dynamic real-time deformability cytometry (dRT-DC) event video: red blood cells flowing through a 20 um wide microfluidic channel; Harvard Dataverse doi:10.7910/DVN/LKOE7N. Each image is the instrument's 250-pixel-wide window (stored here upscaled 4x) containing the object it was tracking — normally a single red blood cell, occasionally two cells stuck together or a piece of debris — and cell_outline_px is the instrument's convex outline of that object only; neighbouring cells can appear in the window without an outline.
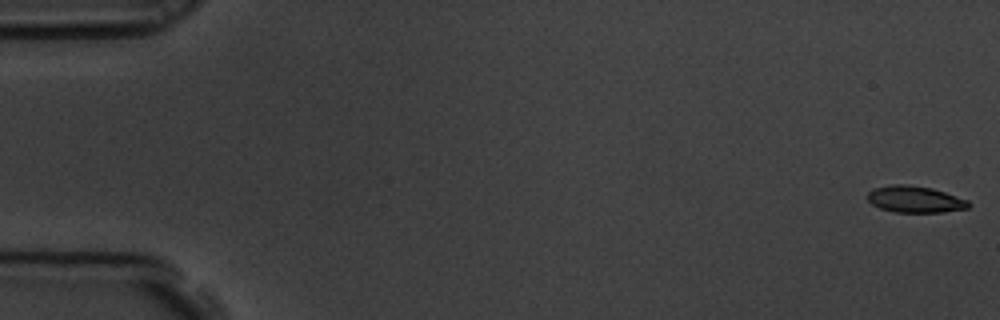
{"species": "common noctule bat (a hibernating species)", "species_latin": "Nyctalus noctula", "temperature_condition": "room temperature", "stored_images_in_passage": 6, "camera_frame_rate_fps": 3000, "um_per_image_px": 0.085, "animal": {"sex": "male", "body_mass_g": 19.5, "forearm_length_mm": 54.6}, "frame": {"image": 1, "passage_image": 1, "time_ms": 0.0, "image_size_px": [1000, 320], "cell_outline_px": [[972, 204], [968, 208], [944, 212], [896, 212], [880, 208], [872, 204], [864, 196], [872, 188], [892, 184], [908, 184], [932, 188], [968, 200]], "centroid_in_image_um": [77.74, 16.93], "position_along_channel_um": 7.3, "area_um2": 15.84}}
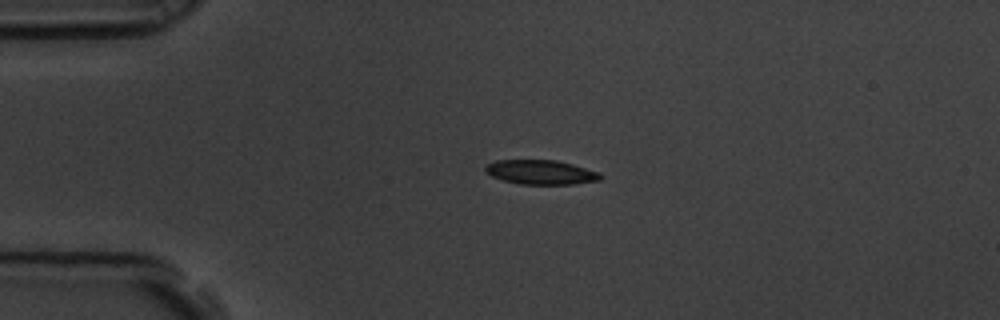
{"frame": {"image": 2, "passage_image": 5, "time_ms": 1.333, "image_size_px": [1000, 320], "cell_outline_px": [[604, 176], [600, 180], [572, 184], [520, 184], [504, 180], [492, 176], [484, 168], [488, 164], [496, 160], [556, 160], [572, 164], [600, 172]], "centroid_in_image_um": [46.02, 14.63], "position_along_channel_um": 39.0, "area_um2": 16.24}}